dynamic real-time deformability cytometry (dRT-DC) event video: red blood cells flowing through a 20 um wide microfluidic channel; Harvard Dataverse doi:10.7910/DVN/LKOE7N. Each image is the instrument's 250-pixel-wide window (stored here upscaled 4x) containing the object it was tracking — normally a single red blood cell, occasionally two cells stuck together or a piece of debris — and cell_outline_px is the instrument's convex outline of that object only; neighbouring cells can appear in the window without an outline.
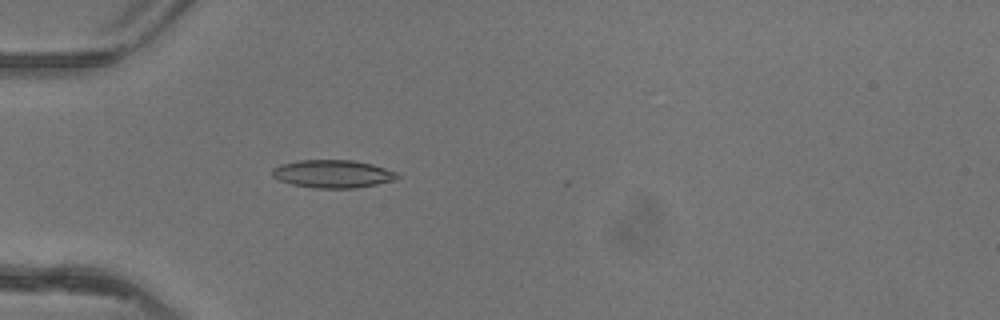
{"species": "common noctule bat (a hibernating species)", "species_latin": "Nyctalus noctula", "temperature_condition": "warm", "stored_images_in_passage": 35, "camera_frame_rate_fps": 3000, "um_per_image_px": 0.085, "animal": {"sex": "female"}, "frame": {"image": 1, "passage_image": 1, "time_ms": 0.0, "image_size_px": [1000, 320], "cell_outline_px": [[400, 176], [396, 180], [356, 188], [316, 188], [292, 184], [280, 180], [272, 176], [272, 168], [280, 164], [300, 160], [356, 160], [372, 164], [396, 172]], "centroid_in_image_um": [28.29, 14.77], "position_along_channel_um": 56.7, "area_um2": 20.35}}
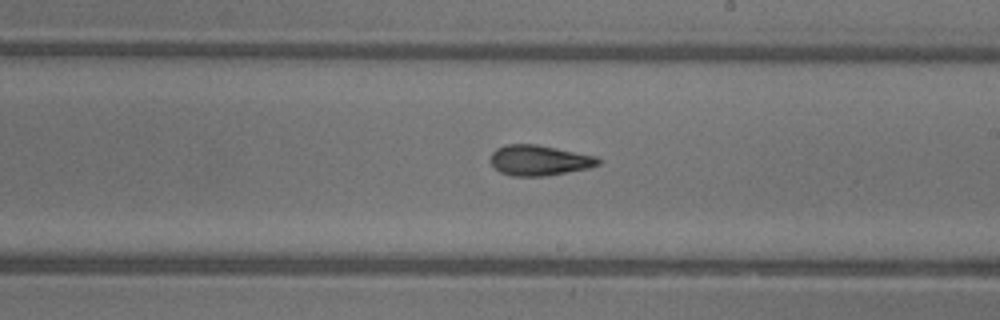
{"frame": {"image": 2, "passage_image": 15, "time_ms": 4.667, "image_size_px": [1000, 320], "cell_outline_px": [[600, 164], [588, 168], [544, 176], [512, 176], [500, 172], [492, 164], [492, 152], [496, 148], [504, 144], [536, 144], [596, 156], [600, 160]], "centroid_in_image_um": [45.82, 13.62], "position_along_channel_um": 243.2, "area_um2": 18.9}}
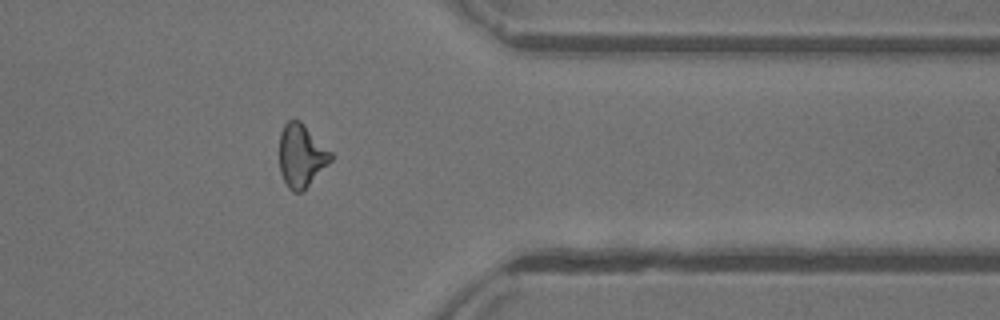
{"frame": {"image": 3, "passage_image": 26, "time_ms": 8.333, "image_size_px": [1000, 320], "cell_outline_px": [[332, 160], [300, 192], [292, 192], [288, 188], [280, 172], [280, 132], [284, 124], [288, 120], [300, 120], [332, 152]], "centroid_in_image_um": [25.6, 13.2], "position_along_channel_um": 385.8, "area_um2": 18.61}, "authors_computed_cell_mechanics": {"area_um2": 18.9006, "velocity_mm_per_s": 4.1784, "shape_relaxation_time_tau1_ms": 8.371, "shape_relaxation_time_tau2_ms": 2.3814, "deformation_change_tau1": 0.2411, "deformation_change_tau2": 0.1192}}